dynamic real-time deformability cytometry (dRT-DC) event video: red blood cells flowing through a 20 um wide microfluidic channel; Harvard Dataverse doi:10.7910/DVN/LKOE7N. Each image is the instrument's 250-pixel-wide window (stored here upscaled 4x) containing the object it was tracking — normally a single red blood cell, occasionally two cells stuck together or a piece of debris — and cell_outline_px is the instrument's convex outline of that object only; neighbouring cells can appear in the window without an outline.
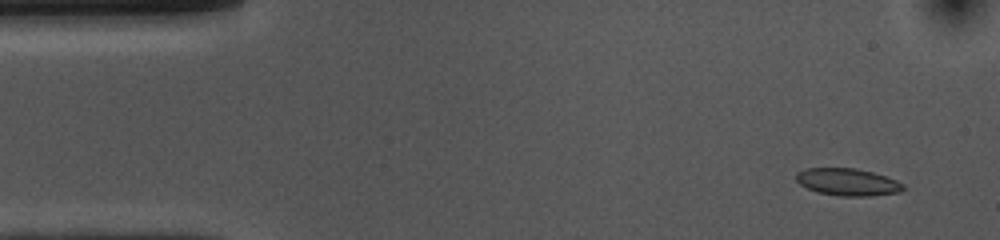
{"species": "common noctule bat (a hibernating species)", "species_latin": "Nyctalus noctula", "temperature_condition": "cold", "stored_images_in_passage": 52, "camera_frame_rate_fps": 3000, "um_per_image_px": 0.085, "animal": {"sex": "female", "body_mass_g": 10.0, "forearm_length_mm": 53.1}, "frame": {"image": 1, "passage_image": 3, "time_ms": 0.667, "image_size_px": [1000, 240], "cell_outline_px": [[904, 188], [900, 192], [872, 196], [840, 196], [816, 192], [800, 184], [796, 180], [796, 172], [808, 168], [856, 168], [888, 176], [904, 184]], "centroid_in_image_um": [72.07, 15.47], "position_along_channel_um": 12.9, "area_um2": 17.11}}
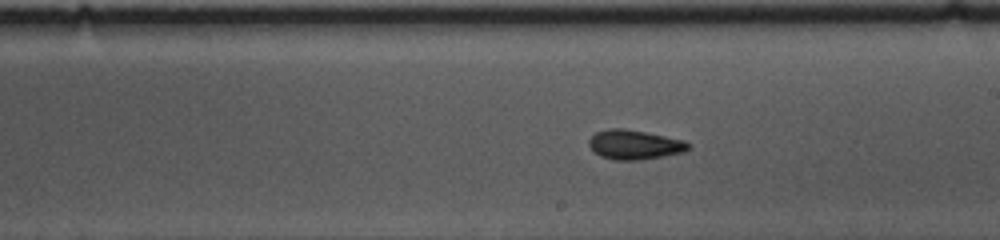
{"frame": {"image": 2, "passage_image": 28, "time_ms": 9.0, "image_size_px": [1000, 240], "cell_outline_px": [[692, 148], [684, 152], [640, 160], [612, 160], [600, 156], [588, 144], [588, 140], [596, 132], [608, 128], [624, 128], [684, 140], [692, 144]], "centroid_in_image_um": [53.95, 12.3], "position_along_channel_um": 235.0, "area_um2": 17.11}}
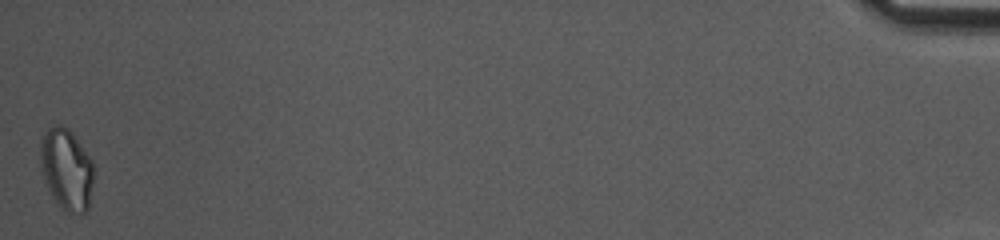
{"frame": {"image": 3, "passage_image": 52, "time_ms": 17.0, "image_size_px": [1000, 240], "cell_outline_px": [[92, 184], [88, 212], [80, 216], [64, 212], [52, 196], [44, 180], [40, 168], [40, 136], [48, 128], [56, 124], [60, 124], [68, 128], [72, 132], [92, 160]], "centroid_in_image_um": [5.63, 14.41], "position_along_channel_um": 429.6, "area_um2": 25.78}, "authors_computed_cell_mechanics": {"area_um2": 16.9932, "velocity_mm_per_s": 3.709, "shape_relaxation_time_tau1_ms": null, "shape_relaxation_time_tau2_ms": 3.4741, "deformation_change_tau1": null, "deformation_change_tau2": 0.0705}}